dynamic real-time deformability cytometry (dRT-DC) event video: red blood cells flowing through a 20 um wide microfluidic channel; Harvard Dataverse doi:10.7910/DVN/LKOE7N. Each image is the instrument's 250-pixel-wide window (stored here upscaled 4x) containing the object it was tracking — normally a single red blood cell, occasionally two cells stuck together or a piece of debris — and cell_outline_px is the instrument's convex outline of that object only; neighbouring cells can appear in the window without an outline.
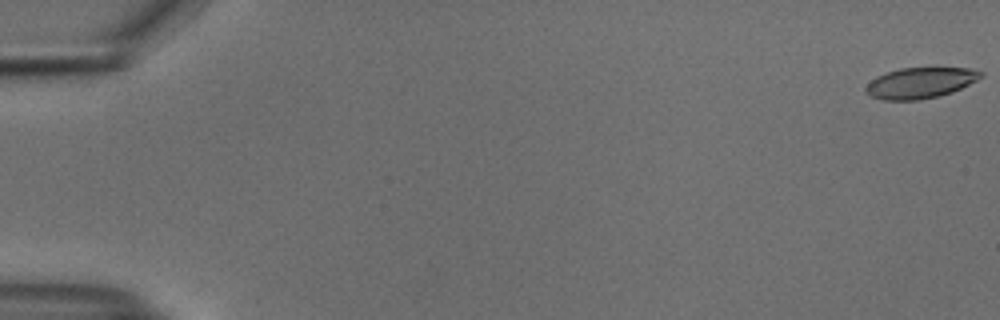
{"species": "common noctule bat (a hibernating species)", "species_latin": "Nyctalus noctula", "temperature_condition": "cold", "stored_images_in_passage": 55, "camera_frame_rate_fps": 3000, "um_per_image_px": 0.085, "animal": {"sex": "male", "body_mass_g": 18.8}, "frame": {"image": 1, "passage_image": 1, "time_ms": 0.0, "image_size_px": [1000, 320], "cell_outline_px": [[984, 76], [952, 92], [940, 96], [920, 100], [884, 100], [872, 96], [864, 92], [864, 88], [876, 76], [900, 68], [968, 68], [984, 72]], "centroid_in_image_um": [78.22, 7.05], "position_along_channel_um": 6.8, "area_um2": 20.58}}
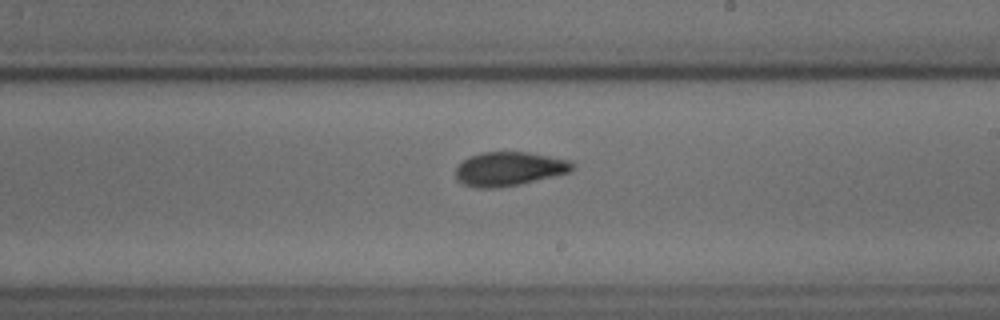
{"frame": {"image": 2, "passage_image": 33, "time_ms": 10.667, "image_size_px": [1000, 320], "cell_outline_px": [[576, 168], [572, 172], [520, 184], [500, 188], [476, 188], [464, 184], [456, 180], [456, 168], [468, 156], [480, 152], [528, 152], [572, 160]], "centroid_in_image_um": [43.31, 14.35], "position_along_channel_um": 245.7, "area_um2": 23.47}}
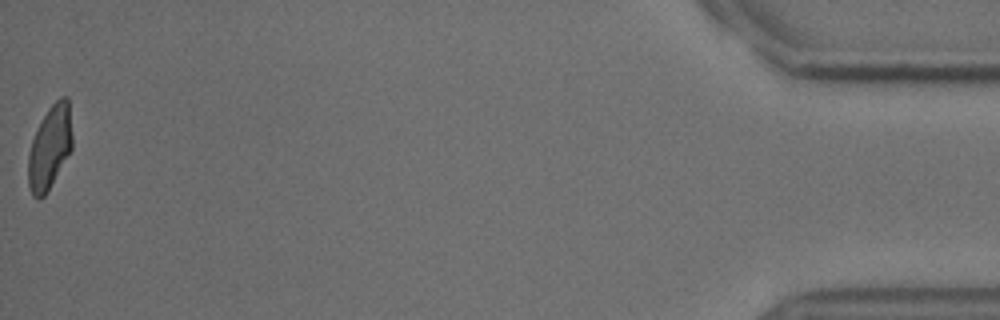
{"frame": {"image": 3, "passage_image": 55, "time_ms": 18.0, "image_size_px": [1000, 320], "cell_outline_px": [[72, 148], [44, 196], [40, 200], [36, 200], [32, 196], [28, 184], [28, 156], [32, 140], [48, 108], [60, 96], [68, 96], [72, 136]], "centroid_in_image_um": [4.23, 12.54], "position_along_channel_um": 431.0, "area_um2": 21.15}, "authors_computed_cell_mechanics": {"area_um2": 22.3108, "velocity_mm_per_s": 3.7483, "shape_relaxation_time_tau1_ms": 4.7654, "shape_relaxation_time_tau2_ms": 1.6455, "deformation_change_tau1": 0.1489, "deformation_change_tau2": 0.0659}}